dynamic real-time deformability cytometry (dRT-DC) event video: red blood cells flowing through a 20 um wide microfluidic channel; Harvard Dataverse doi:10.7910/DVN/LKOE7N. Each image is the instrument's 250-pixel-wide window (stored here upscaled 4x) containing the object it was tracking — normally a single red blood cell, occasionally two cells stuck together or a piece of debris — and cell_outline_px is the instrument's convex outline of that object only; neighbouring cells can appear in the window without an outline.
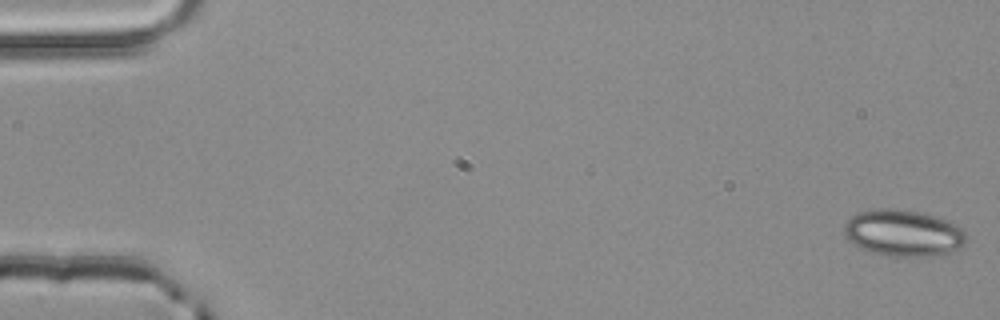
{"species": "common noctule bat (a hibernating species)", "species_latin": "Nyctalus noctula", "temperature_condition": "room temperature", "stored_images_in_passage": 4, "camera_frame_rate_fps": 3000, "um_per_image_px": 0.085, "animal": {"sex": "male", "body_mass_g": 20.4}, "frame": {"image": 1, "passage_image": 1, "time_ms": 0.0, "image_size_px": [1000, 320], "cell_outline_px": [[968, 240], [960, 248], [948, 252], [932, 256], [888, 256], [872, 252], [852, 244], [844, 236], [844, 224], [852, 216], [860, 212], [876, 208], [892, 208], [920, 212], [956, 224], [968, 236]], "centroid_in_image_um": [76.76, 19.81], "position_along_channel_um": 8.2, "area_um2": 33.06}}